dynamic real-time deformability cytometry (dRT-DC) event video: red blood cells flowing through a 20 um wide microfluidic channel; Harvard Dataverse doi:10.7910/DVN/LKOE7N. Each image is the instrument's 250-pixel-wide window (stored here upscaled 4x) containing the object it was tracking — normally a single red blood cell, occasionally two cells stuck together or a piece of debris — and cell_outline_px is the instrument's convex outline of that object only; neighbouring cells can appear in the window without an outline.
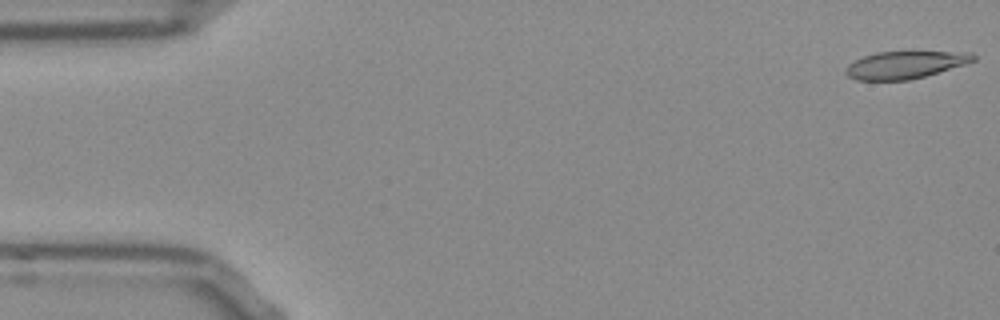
{"species": "Egyptian fruit bat (a non-hibernating species)", "species_latin": "Rousettus aegyptiacus", "temperature_condition": "room temperature", "stored_images_in_passage": 52, "camera_frame_rate_fps": 3000, "um_per_image_px": 0.085, "frame": {"image": 1, "passage_image": 1, "time_ms": 0.0, "image_size_px": [1000, 320], "cell_outline_px": [[976, 60], [964, 64], [924, 76], [908, 80], [856, 80], [848, 76], [844, 72], [844, 68], [848, 64], [864, 56], [876, 52], [908, 48], [972, 52], [976, 56]], "centroid_in_image_um": [76.97, 5.43], "position_along_channel_um": 8.0, "area_um2": 21.56}}
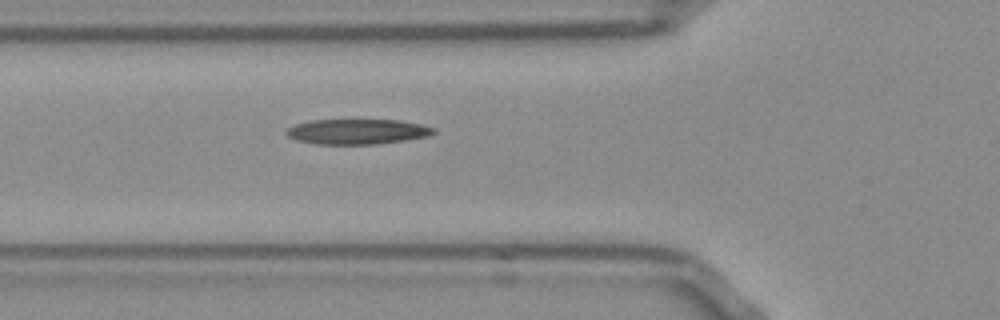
{"frame": {"image": 2, "passage_image": 18, "time_ms": 5.667, "image_size_px": [1000, 320], "cell_outline_px": [[436, 132], [428, 136], [404, 140], [376, 144], [316, 144], [296, 140], [288, 136], [284, 132], [288, 128], [296, 124], [308, 120], [400, 120], [420, 124], [436, 128]], "centroid_in_image_um": [30.36, 11.18], "position_along_channel_um": 95.4, "area_um2": 21.62}}
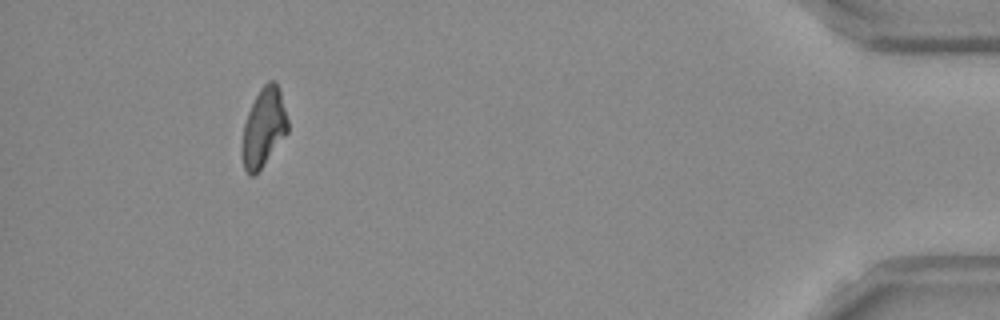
{"frame": {"image": 3, "passage_image": 48, "time_ms": 15.667, "image_size_px": [1000, 320], "cell_outline_px": [[288, 132], [260, 168], [252, 176], [248, 176], [244, 168], [240, 152], [240, 144], [244, 124], [248, 112], [260, 88], [268, 80], [272, 80], [280, 88], [288, 120]], "centroid_in_image_um": [22.39, 10.84], "position_along_channel_um": 412.8, "area_um2": 20.98}, "authors_computed_cell_mechanics": {"area_um2": 21.7328, "velocity_mm_per_s": 3.8476, "shape_relaxation_time_tau1_ms": null, "shape_relaxation_time_tau2_ms": 4.2641, "deformation_change_tau1": null, "deformation_change_tau2": 0.1429}}